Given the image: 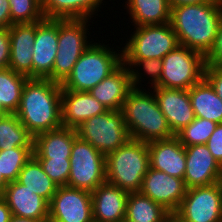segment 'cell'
<instances>
[{"mask_svg": "<svg viewBox=\"0 0 222 222\" xmlns=\"http://www.w3.org/2000/svg\"><path fill=\"white\" fill-rule=\"evenodd\" d=\"M222 20V1L171 7L170 24L179 45L206 56L213 48Z\"/></svg>", "mask_w": 222, "mask_h": 222, "instance_id": "2", "label": "cell"}, {"mask_svg": "<svg viewBox=\"0 0 222 222\" xmlns=\"http://www.w3.org/2000/svg\"><path fill=\"white\" fill-rule=\"evenodd\" d=\"M116 50L103 44V41L102 45L93 41L61 83V87L72 91H90L123 63L122 50Z\"/></svg>", "mask_w": 222, "mask_h": 222, "instance_id": "5", "label": "cell"}, {"mask_svg": "<svg viewBox=\"0 0 222 222\" xmlns=\"http://www.w3.org/2000/svg\"><path fill=\"white\" fill-rule=\"evenodd\" d=\"M0 196L6 201L13 216L48 220L49 202L17 180L9 183Z\"/></svg>", "mask_w": 222, "mask_h": 222, "instance_id": "17", "label": "cell"}, {"mask_svg": "<svg viewBox=\"0 0 222 222\" xmlns=\"http://www.w3.org/2000/svg\"><path fill=\"white\" fill-rule=\"evenodd\" d=\"M61 83L48 78H28L15 113L33 135L62 127Z\"/></svg>", "mask_w": 222, "mask_h": 222, "instance_id": "1", "label": "cell"}, {"mask_svg": "<svg viewBox=\"0 0 222 222\" xmlns=\"http://www.w3.org/2000/svg\"><path fill=\"white\" fill-rule=\"evenodd\" d=\"M205 64L222 66V20L218 28V33L213 48L205 56Z\"/></svg>", "mask_w": 222, "mask_h": 222, "instance_id": "38", "label": "cell"}, {"mask_svg": "<svg viewBox=\"0 0 222 222\" xmlns=\"http://www.w3.org/2000/svg\"><path fill=\"white\" fill-rule=\"evenodd\" d=\"M58 51V19L44 18L36 22L33 44L32 78H48Z\"/></svg>", "mask_w": 222, "mask_h": 222, "instance_id": "13", "label": "cell"}, {"mask_svg": "<svg viewBox=\"0 0 222 222\" xmlns=\"http://www.w3.org/2000/svg\"><path fill=\"white\" fill-rule=\"evenodd\" d=\"M89 19H58V51L49 80L62 83L71 73L83 52L92 44L88 40Z\"/></svg>", "mask_w": 222, "mask_h": 222, "instance_id": "6", "label": "cell"}, {"mask_svg": "<svg viewBox=\"0 0 222 222\" xmlns=\"http://www.w3.org/2000/svg\"><path fill=\"white\" fill-rule=\"evenodd\" d=\"M76 129L61 127L34 136L33 156L36 159H70Z\"/></svg>", "mask_w": 222, "mask_h": 222, "instance_id": "23", "label": "cell"}, {"mask_svg": "<svg viewBox=\"0 0 222 222\" xmlns=\"http://www.w3.org/2000/svg\"><path fill=\"white\" fill-rule=\"evenodd\" d=\"M185 155L184 183L187 189L220 182L222 167L214 159L206 144L185 147Z\"/></svg>", "mask_w": 222, "mask_h": 222, "instance_id": "16", "label": "cell"}, {"mask_svg": "<svg viewBox=\"0 0 222 222\" xmlns=\"http://www.w3.org/2000/svg\"><path fill=\"white\" fill-rule=\"evenodd\" d=\"M125 4L133 26L162 25L170 22L171 6L168 0H127Z\"/></svg>", "mask_w": 222, "mask_h": 222, "instance_id": "25", "label": "cell"}, {"mask_svg": "<svg viewBox=\"0 0 222 222\" xmlns=\"http://www.w3.org/2000/svg\"><path fill=\"white\" fill-rule=\"evenodd\" d=\"M188 92L195 117L222 123V99L205 78L189 88Z\"/></svg>", "mask_w": 222, "mask_h": 222, "instance_id": "26", "label": "cell"}, {"mask_svg": "<svg viewBox=\"0 0 222 222\" xmlns=\"http://www.w3.org/2000/svg\"><path fill=\"white\" fill-rule=\"evenodd\" d=\"M218 124L205 118L195 119L175 136L184 147L206 144Z\"/></svg>", "mask_w": 222, "mask_h": 222, "instance_id": "32", "label": "cell"}, {"mask_svg": "<svg viewBox=\"0 0 222 222\" xmlns=\"http://www.w3.org/2000/svg\"><path fill=\"white\" fill-rule=\"evenodd\" d=\"M10 61L8 67L18 74L32 78L33 44L36 22L13 24L9 27Z\"/></svg>", "mask_w": 222, "mask_h": 222, "instance_id": "20", "label": "cell"}, {"mask_svg": "<svg viewBox=\"0 0 222 222\" xmlns=\"http://www.w3.org/2000/svg\"><path fill=\"white\" fill-rule=\"evenodd\" d=\"M171 7L188 5V4H200L205 2H210L212 0H168Z\"/></svg>", "mask_w": 222, "mask_h": 222, "instance_id": "42", "label": "cell"}, {"mask_svg": "<svg viewBox=\"0 0 222 222\" xmlns=\"http://www.w3.org/2000/svg\"><path fill=\"white\" fill-rule=\"evenodd\" d=\"M10 61L9 28H0V69L8 68Z\"/></svg>", "mask_w": 222, "mask_h": 222, "instance_id": "39", "label": "cell"}, {"mask_svg": "<svg viewBox=\"0 0 222 222\" xmlns=\"http://www.w3.org/2000/svg\"><path fill=\"white\" fill-rule=\"evenodd\" d=\"M48 222H94L91 192L58 186L49 202Z\"/></svg>", "mask_w": 222, "mask_h": 222, "instance_id": "12", "label": "cell"}, {"mask_svg": "<svg viewBox=\"0 0 222 222\" xmlns=\"http://www.w3.org/2000/svg\"><path fill=\"white\" fill-rule=\"evenodd\" d=\"M11 25L9 0H0V28H9Z\"/></svg>", "mask_w": 222, "mask_h": 222, "instance_id": "40", "label": "cell"}, {"mask_svg": "<svg viewBox=\"0 0 222 222\" xmlns=\"http://www.w3.org/2000/svg\"><path fill=\"white\" fill-rule=\"evenodd\" d=\"M17 181L48 202L51 201L58 188L33 155L19 172Z\"/></svg>", "mask_w": 222, "mask_h": 222, "instance_id": "27", "label": "cell"}, {"mask_svg": "<svg viewBox=\"0 0 222 222\" xmlns=\"http://www.w3.org/2000/svg\"><path fill=\"white\" fill-rule=\"evenodd\" d=\"M9 222H48V220L28 219L24 217L11 216Z\"/></svg>", "mask_w": 222, "mask_h": 222, "instance_id": "43", "label": "cell"}, {"mask_svg": "<svg viewBox=\"0 0 222 222\" xmlns=\"http://www.w3.org/2000/svg\"><path fill=\"white\" fill-rule=\"evenodd\" d=\"M169 213L161 204L141 192L128 194L125 217L127 222H163Z\"/></svg>", "mask_w": 222, "mask_h": 222, "instance_id": "28", "label": "cell"}, {"mask_svg": "<svg viewBox=\"0 0 222 222\" xmlns=\"http://www.w3.org/2000/svg\"><path fill=\"white\" fill-rule=\"evenodd\" d=\"M8 184L9 183L4 179V176L0 174V194L4 191Z\"/></svg>", "mask_w": 222, "mask_h": 222, "instance_id": "45", "label": "cell"}, {"mask_svg": "<svg viewBox=\"0 0 222 222\" xmlns=\"http://www.w3.org/2000/svg\"><path fill=\"white\" fill-rule=\"evenodd\" d=\"M5 114V112L0 108V118Z\"/></svg>", "mask_w": 222, "mask_h": 222, "instance_id": "46", "label": "cell"}, {"mask_svg": "<svg viewBox=\"0 0 222 222\" xmlns=\"http://www.w3.org/2000/svg\"><path fill=\"white\" fill-rule=\"evenodd\" d=\"M151 88L158 106L166 117L168 126L174 135L195 119L188 90L159 86Z\"/></svg>", "mask_w": 222, "mask_h": 222, "instance_id": "15", "label": "cell"}, {"mask_svg": "<svg viewBox=\"0 0 222 222\" xmlns=\"http://www.w3.org/2000/svg\"><path fill=\"white\" fill-rule=\"evenodd\" d=\"M62 126L76 128L89 118L108 111L88 91H72L62 88L61 93Z\"/></svg>", "mask_w": 222, "mask_h": 222, "instance_id": "18", "label": "cell"}, {"mask_svg": "<svg viewBox=\"0 0 222 222\" xmlns=\"http://www.w3.org/2000/svg\"><path fill=\"white\" fill-rule=\"evenodd\" d=\"M206 146L214 159L222 167V123L216 126V129L206 142Z\"/></svg>", "mask_w": 222, "mask_h": 222, "instance_id": "36", "label": "cell"}, {"mask_svg": "<svg viewBox=\"0 0 222 222\" xmlns=\"http://www.w3.org/2000/svg\"><path fill=\"white\" fill-rule=\"evenodd\" d=\"M123 63L126 66L128 65L127 67L130 69L131 83L134 88H143V86H139L141 85L140 82L143 81L140 80L143 78V75H147L148 79L151 77L148 83L151 84L150 86L152 87H155L160 82L162 73V59L147 58L141 60H123ZM138 67H140V69ZM140 70L144 71L146 74L144 73L142 75V71Z\"/></svg>", "mask_w": 222, "mask_h": 222, "instance_id": "33", "label": "cell"}, {"mask_svg": "<svg viewBox=\"0 0 222 222\" xmlns=\"http://www.w3.org/2000/svg\"><path fill=\"white\" fill-rule=\"evenodd\" d=\"M132 88L130 69L122 63L88 92L108 110L119 111Z\"/></svg>", "mask_w": 222, "mask_h": 222, "instance_id": "22", "label": "cell"}, {"mask_svg": "<svg viewBox=\"0 0 222 222\" xmlns=\"http://www.w3.org/2000/svg\"><path fill=\"white\" fill-rule=\"evenodd\" d=\"M184 179L170 176L149 167L140 192L161 204L167 211L175 212L186 194Z\"/></svg>", "mask_w": 222, "mask_h": 222, "instance_id": "14", "label": "cell"}, {"mask_svg": "<svg viewBox=\"0 0 222 222\" xmlns=\"http://www.w3.org/2000/svg\"><path fill=\"white\" fill-rule=\"evenodd\" d=\"M175 213L183 222H222V185L191 187Z\"/></svg>", "mask_w": 222, "mask_h": 222, "instance_id": "11", "label": "cell"}, {"mask_svg": "<svg viewBox=\"0 0 222 222\" xmlns=\"http://www.w3.org/2000/svg\"><path fill=\"white\" fill-rule=\"evenodd\" d=\"M9 5L13 24L35 23L45 18L42 0H9Z\"/></svg>", "mask_w": 222, "mask_h": 222, "instance_id": "34", "label": "cell"}, {"mask_svg": "<svg viewBox=\"0 0 222 222\" xmlns=\"http://www.w3.org/2000/svg\"><path fill=\"white\" fill-rule=\"evenodd\" d=\"M163 222H183V220L175 212H170Z\"/></svg>", "mask_w": 222, "mask_h": 222, "instance_id": "44", "label": "cell"}, {"mask_svg": "<svg viewBox=\"0 0 222 222\" xmlns=\"http://www.w3.org/2000/svg\"><path fill=\"white\" fill-rule=\"evenodd\" d=\"M75 129L79 138L89 142L105 156L131 139L121 110H108L93 116Z\"/></svg>", "mask_w": 222, "mask_h": 222, "instance_id": "8", "label": "cell"}, {"mask_svg": "<svg viewBox=\"0 0 222 222\" xmlns=\"http://www.w3.org/2000/svg\"><path fill=\"white\" fill-rule=\"evenodd\" d=\"M43 171L58 186H67L70 173V159H37Z\"/></svg>", "mask_w": 222, "mask_h": 222, "instance_id": "35", "label": "cell"}, {"mask_svg": "<svg viewBox=\"0 0 222 222\" xmlns=\"http://www.w3.org/2000/svg\"><path fill=\"white\" fill-rule=\"evenodd\" d=\"M11 216L10 208L6 201L0 196V222H9Z\"/></svg>", "mask_w": 222, "mask_h": 222, "instance_id": "41", "label": "cell"}, {"mask_svg": "<svg viewBox=\"0 0 222 222\" xmlns=\"http://www.w3.org/2000/svg\"><path fill=\"white\" fill-rule=\"evenodd\" d=\"M122 48L123 60L162 59L179 46L170 22L162 25L135 26Z\"/></svg>", "mask_w": 222, "mask_h": 222, "instance_id": "7", "label": "cell"}, {"mask_svg": "<svg viewBox=\"0 0 222 222\" xmlns=\"http://www.w3.org/2000/svg\"><path fill=\"white\" fill-rule=\"evenodd\" d=\"M33 155V147H16L0 151V174L8 182L18 179L19 172Z\"/></svg>", "mask_w": 222, "mask_h": 222, "instance_id": "31", "label": "cell"}, {"mask_svg": "<svg viewBox=\"0 0 222 222\" xmlns=\"http://www.w3.org/2000/svg\"><path fill=\"white\" fill-rule=\"evenodd\" d=\"M28 77L12 69H0V108L6 114H15L19 108L23 87Z\"/></svg>", "mask_w": 222, "mask_h": 222, "instance_id": "29", "label": "cell"}, {"mask_svg": "<svg viewBox=\"0 0 222 222\" xmlns=\"http://www.w3.org/2000/svg\"><path fill=\"white\" fill-rule=\"evenodd\" d=\"M150 167L166 174L184 179L186 155L185 147L174 136L166 140H155L147 143Z\"/></svg>", "mask_w": 222, "mask_h": 222, "instance_id": "19", "label": "cell"}, {"mask_svg": "<svg viewBox=\"0 0 222 222\" xmlns=\"http://www.w3.org/2000/svg\"><path fill=\"white\" fill-rule=\"evenodd\" d=\"M220 183L222 185V169H221V178H220Z\"/></svg>", "mask_w": 222, "mask_h": 222, "instance_id": "47", "label": "cell"}, {"mask_svg": "<svg viewBox=\"0 0 222 222\" xmlns=\"http://www.w3.org/2000/svg\"><path fill=\"white\" fill-rule=\"evenodd\" d=\"M148 91L133 87L124 100L121 111L131 139L149 143L174 137L154 93Z\"/></svg>", "mask_w": 222, "mask_h": 222, "instance_id": "3", "label": "cell"}, {"mask_svg": "<svg viewBox=\"0 0 222 222\" xmlns=\"http://www.w3.org/2000/svg\"><path fill=\"white\" fill-rule=\"evenodd\" d=\"M205 56L179 45L162 58L159 87L188 90L204 78Z\"/></svg>", "mask_w": 222, "mask_h": 222, "instance_id": "9", "label": "cell"}, {"mask_svg": "<svg viewBox=\"0 0 222 222\" xmlns=\"http://www.w3.org/2000/svg\"><path fill=\"white\" fill-rule=\"evenodd\" d=\"M204 78L210 83L216 94L222 99V66L206 65Z\"/></svg>", "mask_w": 222, "mask_h": 222, "instance_id": "37", "label": "cell"}, {"mask_svg": "<svg viewBox=\"0 0 222 222\" xmlns=\"http://www.w3.org/2000/svg\"><path fill=\"white\" fill-rule=\"evenodd\" d=\"M34 136L23 126L16 114L0 118V151L16 147H33Z\"/></svg>", "mask_w": 222, "mask_h": 222, "instance_id": "30", "label": "cell"}, {"mask_svg": "<svg viewBox=\"0 0 222 222\" xmlns=\"http://www.w3.org/2000/svg\"><path fill=\"white\" fill-rule=\"evenodd\" d=\"M70 162L68 187L92 192L106 182L105 155L89 142L74 140Z\"/></svg>", "mask_w": 222, "mask_h": 222, "instance_id": "10", "label": "cell"}, {"mask_svg": "<svg viewBox=\"0 0 222 222\" xmlns=\"http://www.w3.org/2000/svg\"><path fill=\"white\" fill-rule=\"evenodd\" d=\"M92 194L94 222H120L125 220L128 192L105 182Z\"/></svg>", "mask_w": 222, "mask_h": 222, "instance_id": "21", "label": "cell"}, {"mask_svg": "<svg viewBox=\"0 0 222 222\" xmlns=\"http://www.w3.org/2000/svg\"><path fill=\"white\" fill-rule=\"evenodd\" d=\"M103 0H42V12L48 19H92ZM100 8V9H99ZM96 11V12H95Z\"/></svg>", "mask_w": 222, "mask_h": 222, "instance_id": "24", "label": "cell"}, {"mask_svg": "<svg viewBox=\"0 0 222 222\" xmlns=\"http://www.w3.org/2000/svg\"><path fill=\"white\" fill-rule=\"evenodd\" d=\"M149 167L147 143L130 139L105 156L106 182L128 193L140 192Z\"/></svg>", "mask_w": 222, "mask_h": 222, "instance_id": "4", "label": "cell"}]
</instances>
